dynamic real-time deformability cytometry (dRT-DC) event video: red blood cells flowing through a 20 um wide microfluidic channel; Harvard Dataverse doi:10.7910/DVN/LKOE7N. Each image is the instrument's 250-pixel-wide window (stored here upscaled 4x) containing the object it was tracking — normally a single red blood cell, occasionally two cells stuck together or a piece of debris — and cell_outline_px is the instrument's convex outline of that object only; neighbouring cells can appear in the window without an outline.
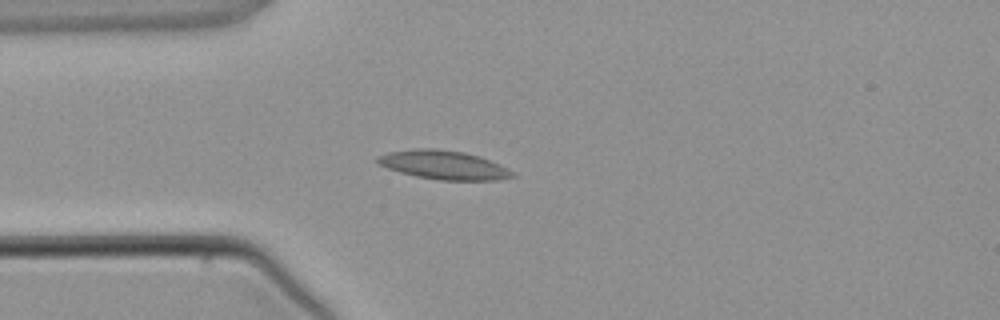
{"species": "common noctule bat (a hibernating species)", "species_latin": "Nyctalus noctula", "temperature_condition": "warm", "stored_images_in_passage": 2, "camera_frame_rate_fps": 3000, "um_per_image_px": 0.085, "animal": {"sex": "male", "body_mass_g": 21.5, "forearm_length_mm": 52.0}, "frame": {"image": 1, "passage_image": 2, "time_ms": 2.0, "image_size_px": [1000, 320], "cell_outline_px": [[516, 176], [496, 180], [440, 180], [416, 176], [400, 172], [388, 168], [380, 164], [376, 160], [376, 156], [388, 152], [412, 148], [436, 148], [464, 152], [480, 156], [500, 164], [512, 172]], "centroid_in_image_um": [37.69, 14.01], "position_along_channel_um": 47.3, "area_um2": 22.66}}